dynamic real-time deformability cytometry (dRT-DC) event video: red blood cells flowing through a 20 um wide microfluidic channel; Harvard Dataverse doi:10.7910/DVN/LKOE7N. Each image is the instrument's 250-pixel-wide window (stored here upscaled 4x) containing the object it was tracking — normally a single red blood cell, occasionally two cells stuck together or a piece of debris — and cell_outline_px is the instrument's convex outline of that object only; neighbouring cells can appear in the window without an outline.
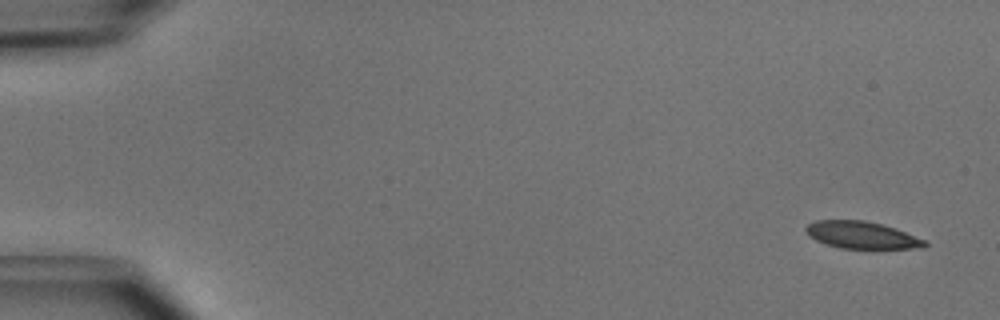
{"species": "common noctule bat (a hibernating species)", "species_latin": "Nyctalus noctula", "temperature_condition": "cold", "stored_images_in_passage": 49, "camera_frame_rate_fps": 3000, "um_per_image_px": 0.085, "animal": {"sex": "male", "body_mass_g": 15.6}, "frame": {"image": 1, "passage_image": 1, "time_ms": 0.0, "image_size_px": [1000, 320], "cell_outline_px": [[928, 244], [924, 248], [840, 248], [824, 244], [808, 236], [804, 228], [808, 224], [816, 220], [864, 220], [896, 228], [924, 240]], "centroid_in_image_um": [73.2, 19.98], "position_along_channel_um": 11.8, "area_um2": 18.73}}
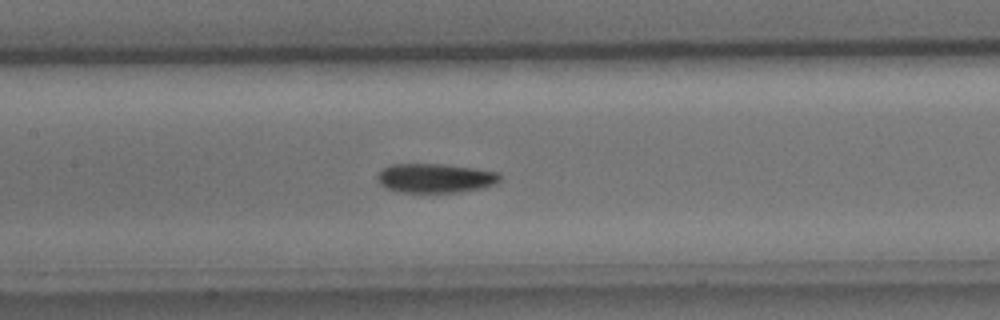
{"frame": {"image": 2, "passage_image": 23, "time_ms": 7.333, "image_size_px": [1000, 320], "cell_outline_px": [[500, 180], [496, 184], [484, 188], [456, 192], [400, 192], [388, 188], [380, 184], [376, 180], [376, 176], [384, 168], [392, 164], [444, 164], [500, 172]], "centroid_in_image_um": [37.02, 15.14], "position_along_channel_um": 170.4, "area_um2": 20.87}}
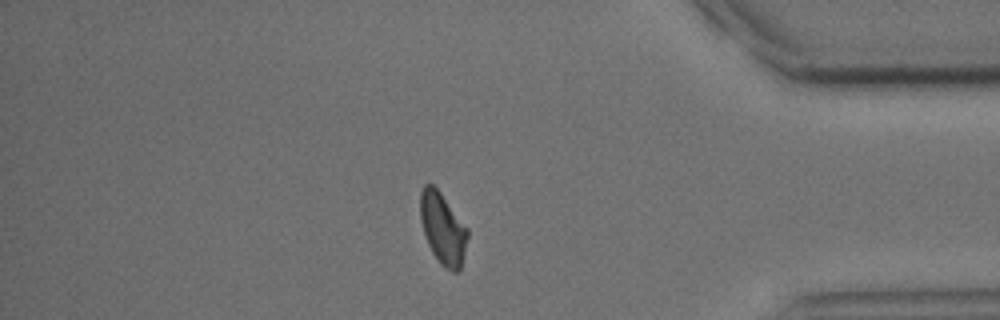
{"frame": {"image": 3, "passage_image": 42, "time_ms": 13.667, "image_size_px": [1000, 320], "cell_outline_px": [[468, 236], [460, 268], [456, 272], [452, 272], [440, 264], [432, 252], [428, 244], [424, 232], [420, 216], [420, 192], [424, 184], [432, 184], [440, 192], [468, 228]], "centroid_in_image_um": [37.63, 19.41], "position_along_channel_um": 397.6, "area_um2": 19.48}, "authors_computed_cell_mechanics": {"area_um2": 20.23, "velocity_mm_per_s": 4.0022, "shape_relaxation_time_tau1_ms": 3.9546, "shape_relaxation_time_tau2_ms": 7.6517, "deformation_change_tau1": 0.1343, "deformation_change_tau2": 0.1455}}